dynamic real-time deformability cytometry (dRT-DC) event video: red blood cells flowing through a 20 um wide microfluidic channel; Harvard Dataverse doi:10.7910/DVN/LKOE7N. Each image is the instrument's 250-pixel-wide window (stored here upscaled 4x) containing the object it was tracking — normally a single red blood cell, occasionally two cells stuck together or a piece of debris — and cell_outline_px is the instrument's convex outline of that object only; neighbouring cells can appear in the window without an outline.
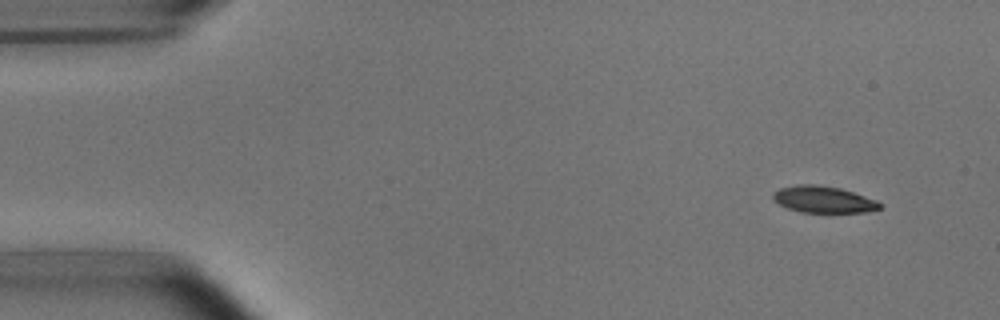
{"species": "common noctule bat (a hibernating species)", "species_latin": "Nyctalus noctula", "temperature_condition": "room temperature", "stored_images_in_passage": 49, "camera_frame_rate_fps": 3000, "um_per_image_px": 0.085, "animal": {"sex": "male", "body_mass_g": 15.6}, "frame": {"image": 1, "passage_image": 1, "time_ms": 0.0, "image_size_px": [1000, 320], "cell_outline_px": [[884, 204], [880, 208], [864, 212], [800, 212], [788, 208], [772, 200], [772, 192], [780, 188], [796, 184], [812, 184], [840, 188], [876, 200]], "centroid_in_image_um": [69.95, 16.95], "position_along_channel_um": 15.0, "area_um2": 16.53}}
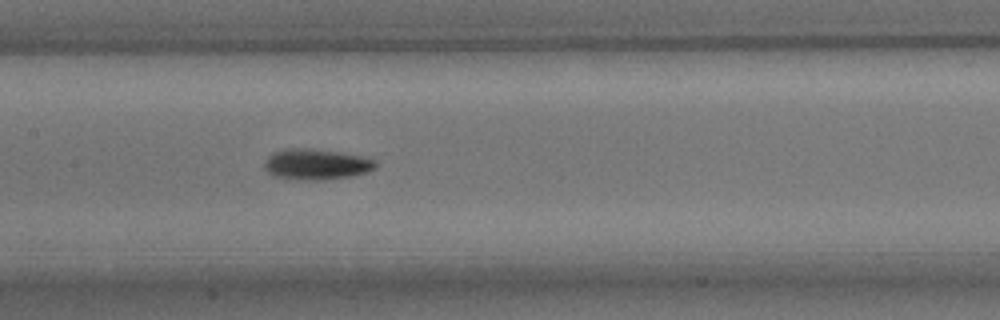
{"frame": {"image": 2, "passage_image": 22, "time_ms": 7.0, "image_size_px": [1000, 320], "cell_outline_px": [[376, 168], [368, 172], [352, 176], [324, 180], [296, 180], [272, 176], [264, 168], [264, 160], [272, 152], [284, 148], [312, 148], [340, 152], [360, 156], [376, 160]], "centroid_in_image_um": [26.85, 13.97], "position_along_channel_um": 180.6, "area_um2": 20.35}}
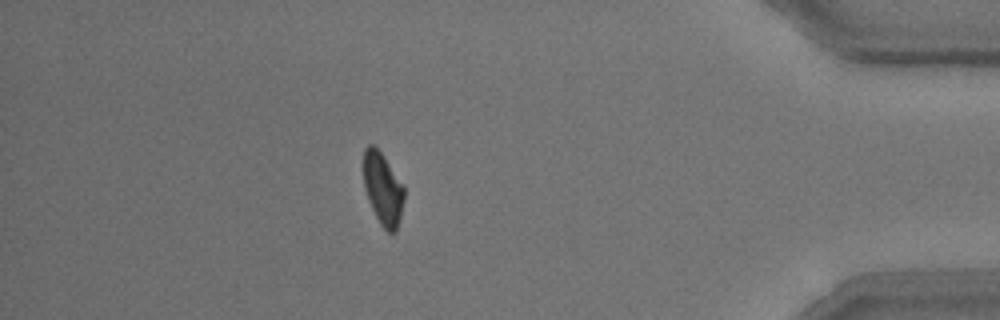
{"frame": {"image": 3, "passage_image": 43, "time_ms": 14.0, "image_size_px": [1000, 320], "cell_outline_px": [[404, 200], [396, 232], [388, 232], [380, 224], [368, 200], [364, 188], [364, 148], [368, 144], [372, 144], [380, 152], [404, 184]], "centroid_in_image_um": [32.55, 16.05], "position_along_channel_um": 402.7, "area_um2": 16.99}, "authors_computed_cell_mechanics": {"area_um2": 18.0914, "velocity_mm_per_s": 3.7968, "shape_relaxation_time_tau1_ms": 3.4943, "shape_relaxation_time_tau2_ms": 4.3509, "deformation_change_tau1": 0.1355, "deformation_change_tau2": 0.1074}}